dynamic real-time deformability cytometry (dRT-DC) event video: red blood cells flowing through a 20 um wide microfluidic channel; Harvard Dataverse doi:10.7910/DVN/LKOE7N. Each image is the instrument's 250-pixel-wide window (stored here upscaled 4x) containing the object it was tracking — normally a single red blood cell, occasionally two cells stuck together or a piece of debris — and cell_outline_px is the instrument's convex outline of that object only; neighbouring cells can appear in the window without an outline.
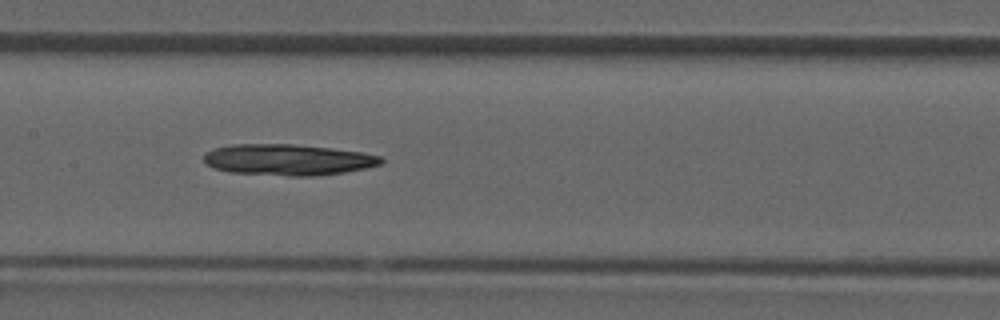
{"species": "common noctule bat (a hibernating species)", "species_latin": "Nyctalus noctula", "temperature_condition": "room temperature", "stored_images_in_passage": 28, "camera_frame_rate_fps": 3000, "um_per_image_px": 0.085, "animal": {"sex": "male", "forearm_length_mm": 52.5}, "frame": {"image": 1, "passage_image": 10, "time_ms": 3.0, "image_size_px": [1000, 320], "cell_outline_px": [[384, 160], [380, 164], [364, 168], [344, 172], [312, 176], [288, 176], [228, 172], [204, 164], [204, 152], [216, 148], [232, 144], [292, 144], [332, 148], [364, 152], [380, 156]], "centroid_in_image_um": [24.45, 13.57], "position_along_channel_um": 182.9, "area_um2": 32.19}}
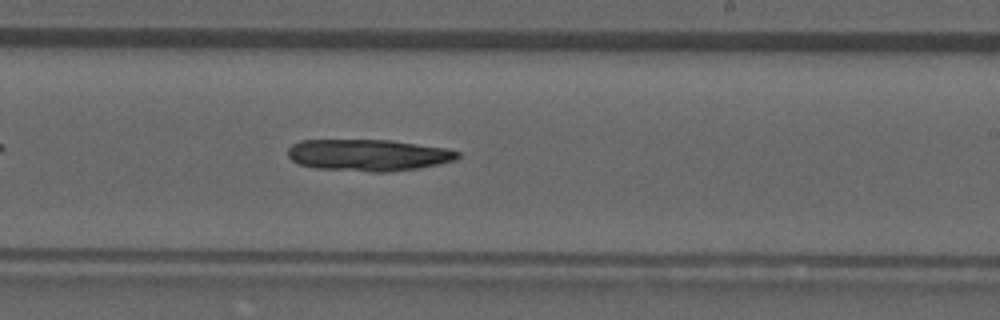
{"frame": {"image": 2, "passage_image": 14, "time_ms": 4.333, "image_size_px": [1000, 320], "cell_outline_px": [[460, 156], [456, 160], [420, 168], [392, 172], [372, 172], [316, 168], [300, 164], [292, 160], [288, 156], [288, 148], [292, 144], [300, 140], [392, 140], [448, 148], [460, 152]], "centroid_in_image_um": [31.34, 13.18], "position_along_channel_um": 257.7, "area_um2": 31.62}}